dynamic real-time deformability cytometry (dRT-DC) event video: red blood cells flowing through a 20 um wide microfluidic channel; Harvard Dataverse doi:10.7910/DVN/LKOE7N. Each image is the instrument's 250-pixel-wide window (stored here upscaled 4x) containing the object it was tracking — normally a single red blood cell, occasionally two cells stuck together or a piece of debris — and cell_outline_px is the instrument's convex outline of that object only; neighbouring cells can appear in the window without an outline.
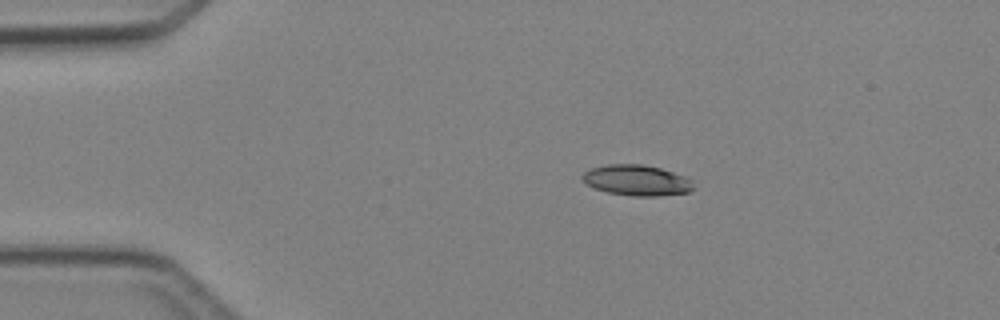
{"species": "Egyptian fruit bat (a non-hibernating species)", "species_latin": "Rousettus aegyptiacus", "temperature_condition": "cold", "stored_images_in_passage": 4, "camera_frame_rate_fps": 3000, "um_per_image_px": 0.085, "animal": {"sex": "female"}, "frame": {"image": 1, "passage_image": 2, "time_ms": 1.333, "image_size_px": [1000, 320], "cell_outline_px": [[696, 188], [688, 192], [660, 196], [632, 196], [608, 192], [596, 188], [588, 184], [580, 176], [584, 172], [592, 168], [608, 164], [640, 164], [660, 168], [684, 176], [692, 180]], "centroid_in_image_um": [54.16, 15.33], "position_along_channel_um": 30.8, "area_um2": 19.77}}
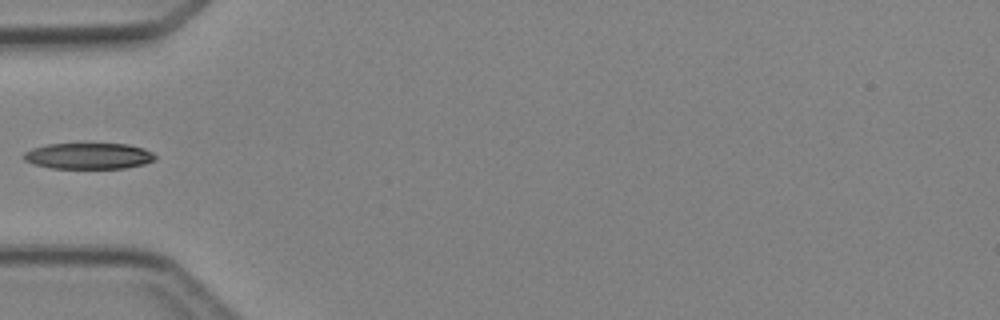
{"frame": {"image": 2, "passage_image": 4, "time_ms": 3.667, "image_size_px": [1000, 320], "cell_outline_px": [[156, 160], [144, 164], [124, 168], [52, 168], [36, 164], [24, 160], [24, 152], [32, 148], [48, 144], [128, 144], [144, 148], [152, 152], [156, 156]], "centroid_in_image_um": [7.57, 13.25], "position_along_channel_um": 77.4, "area_um2": 19.88}}